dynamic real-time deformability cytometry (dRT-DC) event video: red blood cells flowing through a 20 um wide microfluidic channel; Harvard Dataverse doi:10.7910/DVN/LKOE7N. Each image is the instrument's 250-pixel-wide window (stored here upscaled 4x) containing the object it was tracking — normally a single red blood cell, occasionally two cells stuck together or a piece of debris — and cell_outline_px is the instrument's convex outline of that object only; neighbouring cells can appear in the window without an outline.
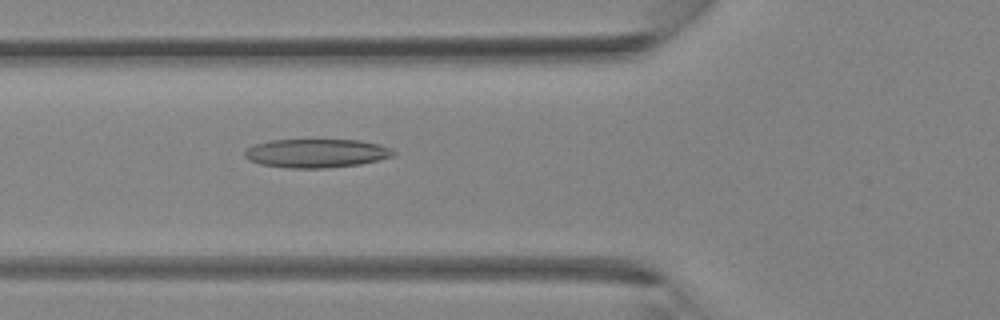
{"species": "Egyptian fruit bat (a non-hibernating species)", "species_latin": "Rousettus aegyptiacus", "temperature_condition": "room temperature", "stored_images_in_passage": 37, "camera_frame_rate_fps": 3000, "um_per_image_px": 0.085, "animal": {"sex": "female"}, "frame": {"image": 1, "passage_image": 14, "time_ms": 4.333, "image_size_px": [1000, 320], "cell_outline_px": [[396, 152], [392, 156], [360, 164], [324, 168], [288, 168], [260, 164], [248, 160], [244, 156], [244, 152], [248, 148], [256, 144], [268, 140], [360, 140], [376, 144], [388, 148]], "centroid_in_image_um": [26.83, 13.03], "position_along_channel_um": 99.0, "area_um2": 24.62}}
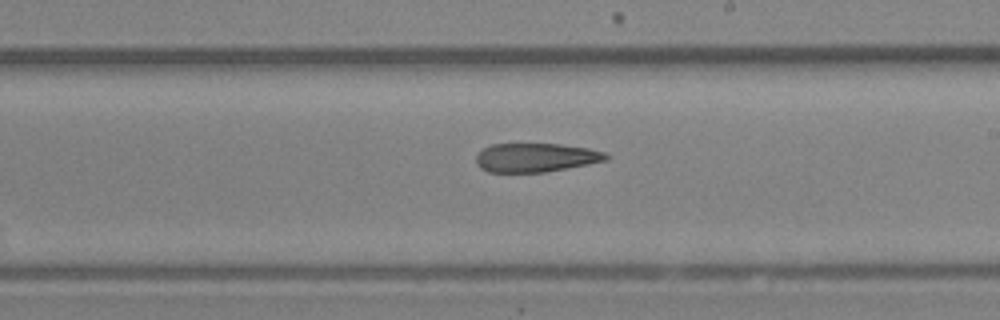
{"frame": {"image": 2, "passage_image": 22, "time_ms": 7.0, "image_size_px": [1000, 320], "cell_outline_px": [[612, 156], [608, 160], [568, 168], [544, 172], [488, 172], [480, 168], [476, 164], [476, 156], [484, 148], [492, 144], [560, 144], [588, 148], [604, 152]], "centroid_in_image_um": [45.56, 13.39], "position_along_channel_um": 243.4, "area_um2": 21.91}}
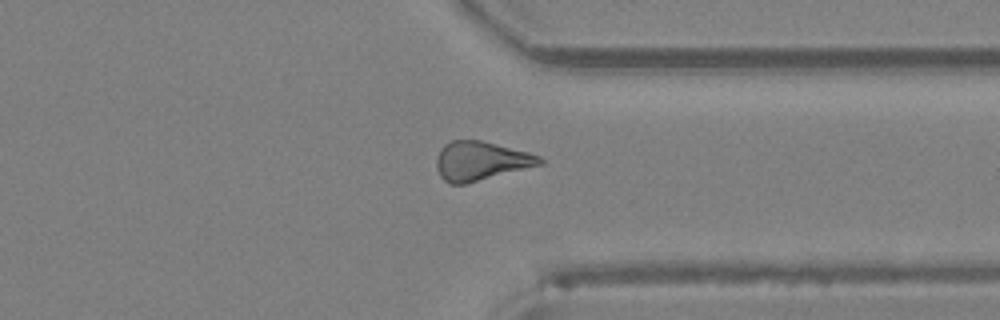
{"frame": {"image": 3, "passage_image": 29, "time_ms": 9.333, "image_size_px": [1000, 320], "cell_outline_px": [[544, 164], [464, 184], [448, 184], [440, 176], [436, 168], [436, 156], [440, 148], [444, 144], [452, 140], [480, 140], [528, 152], [540, 156], [544, 160]], "centroid_in_image_um": [40.84, 13.68], "position_along_channel_um": 370.6, "area_um2": 23.52}}